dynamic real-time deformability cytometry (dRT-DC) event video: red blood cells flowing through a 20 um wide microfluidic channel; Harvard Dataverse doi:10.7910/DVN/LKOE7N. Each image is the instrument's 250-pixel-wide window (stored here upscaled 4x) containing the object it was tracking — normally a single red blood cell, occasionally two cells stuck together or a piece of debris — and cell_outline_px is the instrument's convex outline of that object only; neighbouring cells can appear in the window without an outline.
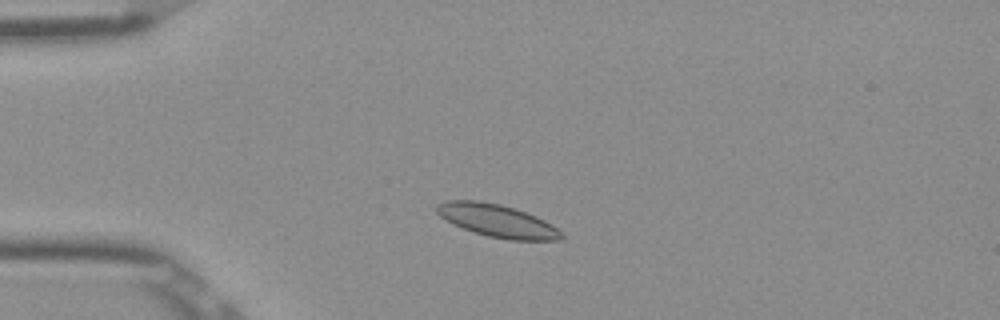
{"species": "Egyptian fruit bat (a non-hibernating species)", "species_latin": "Rousettus aegyptiacus", "temperature_condition": "room temperature", "stored_images_in_passage": 41, "camera_frame_rate_fps": 3000, "um_per_image_px": 0.085, "frame": {"image": 1, "passage_image": 1, "time_ms": 0.0, "image_size_px": [1000, 320], "cell_outline_px": [[564, 240], [508, 240], [488, 236], [452, 224], [440, 216], [436, 212], [436, 204], [444, 200], [480, 200], [500, 204], [536, 216], [544, 220], [556, 228], [564, 236]], "centroid_in_image_um": [42.23, 18.75], "position_along_channel_um": 42.8, "area_um2": 23.64}}
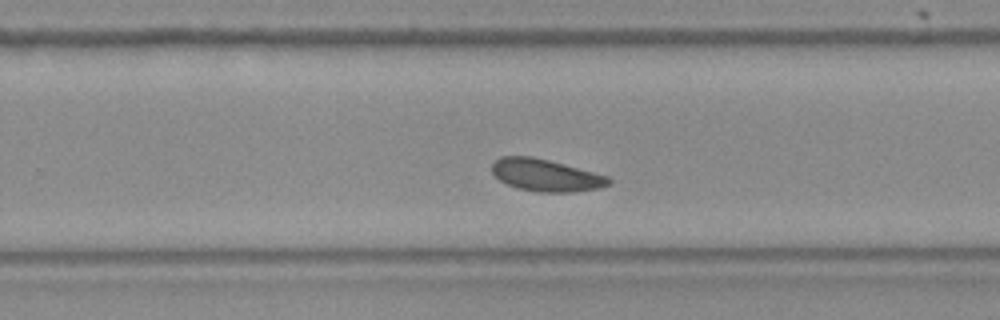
{"frame": {"image": 2, "passage_image": 22, "time_ms": 7.0, "image_size_px": [1000, 320], "cell_outline_px": [[612, 184], [600, 188], [572, 192], [536, 192], [516, 188], [500, 180], [492, 172], [492, 164], [500, 156], [532, 156], [548, 160], [608, 176], [612, 180]], "centroid_in_image_um": [46.4, 14.9], "position_along_channel_um": 283.4, "area_um2": 21.85}}
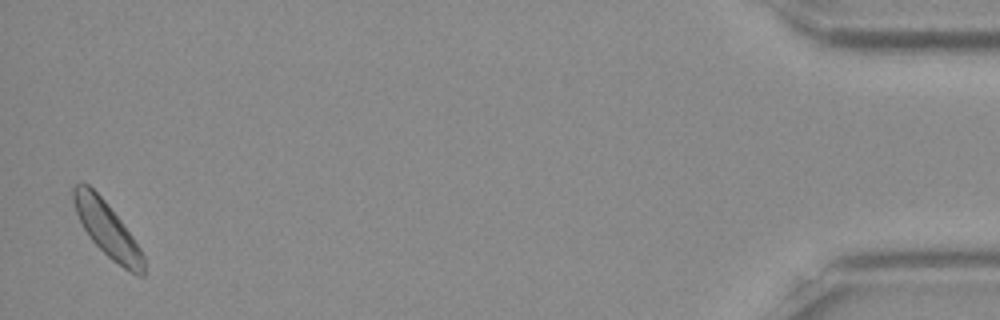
{"frame": {"image": 3, "passage_image": 40, "time_ms": 13.0, "image_size_px": [1000, 320], "cell_outline_px": [[144, 276], [140, 276], [124, 268], [112, 260], [88, 236], [76, 212], [72, 200], [72, 188], [76, 184], [88, 184], [104, 200], [120, 220], [132, 236], [140, 248], [144, 256]], "centroid_in_image_um": [9.1, 19.49], "position_along_channel_um": 426.1, "area_um2": 21.85}, "authors_computed_cell_mechanics": {"area_um2": 21.8484, "velocity_mm_per_s": 3.8151, "shape_relaxation_time_tau1_ms": 10.4392, "shape_relaxation_time_tau2_ms": null, "deformation_change_tau1": 0.1143, "deformation_change_tau2": null}}